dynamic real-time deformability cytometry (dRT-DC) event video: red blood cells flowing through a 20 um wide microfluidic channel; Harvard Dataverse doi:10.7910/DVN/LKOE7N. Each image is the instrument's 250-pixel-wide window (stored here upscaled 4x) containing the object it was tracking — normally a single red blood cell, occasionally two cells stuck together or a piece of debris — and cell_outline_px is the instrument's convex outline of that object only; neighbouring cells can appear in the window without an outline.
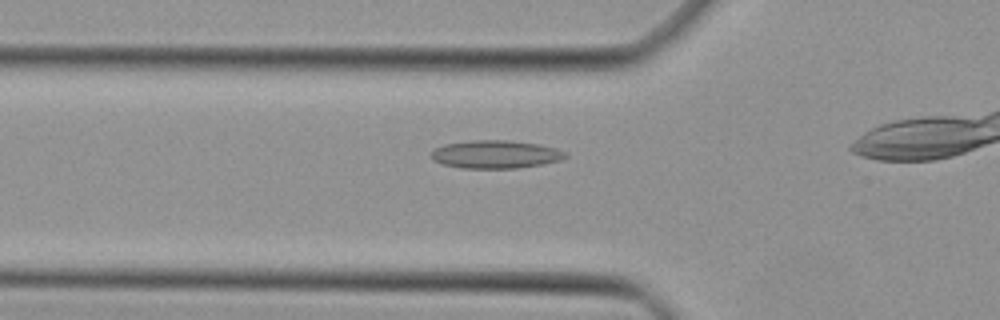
{"species": "Egyptian fruit bat (a non-hibernating species)", "species_latin": "Rousettus aegyptiacus", "temperature_condition": "cold", "stored_images_in_passage": 20, "camera_frame_rate_fps": 3000, "um_per_image_px": 0.085, "animal": {"sex": "female"}, "frame": {"image": 1, "passage_image": 10, "time_ms": 3.0, "image_size_px": [1000, 320], "cell_outline_px": [[568, 156], [560, 160], [540, 164], [516, 168], [460, 168], [440, 164], [432, 160], [432, 152], [436, 148], [444, 144], [472, 140], [508, 140], [540, 144], [556, 148], [568, 152]], "centroid_in_image_um": [42.12, 13.11], "position_along_channel_um": 83.7, "area_um2": 22.02}}
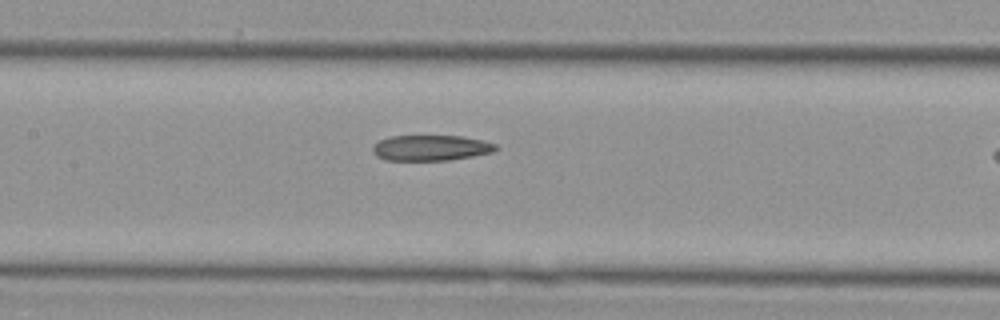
{"frame": {"image": 2, "passage_image": 16, "time_ms": 5.0, "image_size_px": [1000, 320], "cell_outline_px": [[500, 148], [492, 152], [472, 156], [448, 160], [384, 160], [376, 156], [372, 152], [372, 144], [380, 140], [392, 136], [460, 136], [484, 140], [496, 144]], "centroid_in_image_um": [36.61, 12.57], "position_along_channel_um": 170.8, "area_um2": 18.44}}
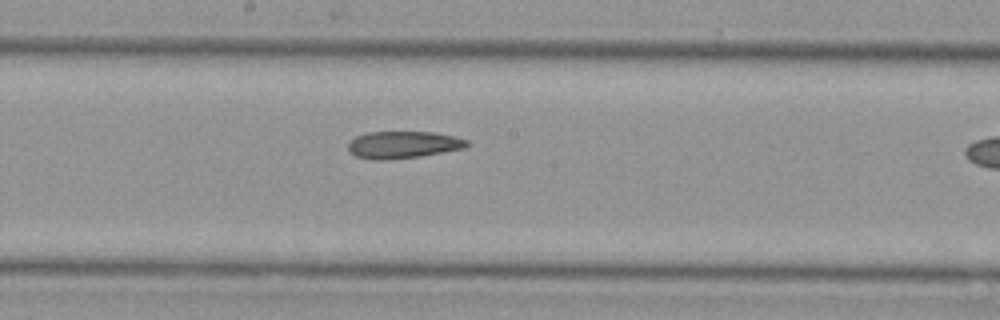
{"frame": {"image": 3, "passage_image": 19, "time_ms": 6.0, "image_size_px": [1000, 320], "cell_outline_px": [[468, 144], [464, 148], [420, 156], [384, 160], [372, 160], [356, 156], [348, 152], [348, 144], [356, 136], [368, 132], [432, 132], [456, 136], [468, 140]], "centroid_in_image_um": [34.24, 12.3], "position_along_channel_um": 214.0, "area_um2": 18.73}}